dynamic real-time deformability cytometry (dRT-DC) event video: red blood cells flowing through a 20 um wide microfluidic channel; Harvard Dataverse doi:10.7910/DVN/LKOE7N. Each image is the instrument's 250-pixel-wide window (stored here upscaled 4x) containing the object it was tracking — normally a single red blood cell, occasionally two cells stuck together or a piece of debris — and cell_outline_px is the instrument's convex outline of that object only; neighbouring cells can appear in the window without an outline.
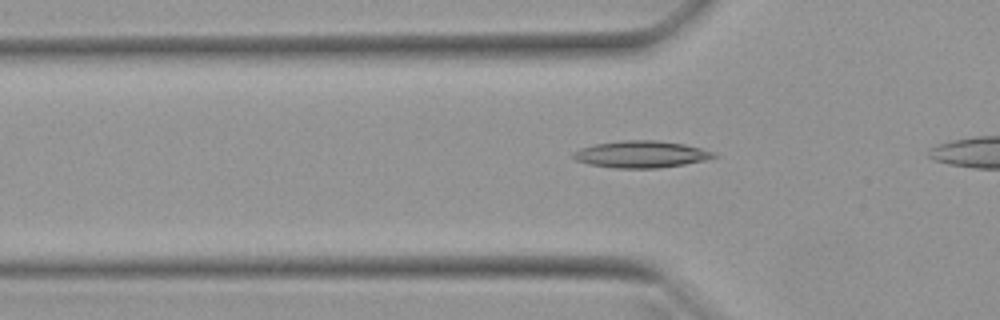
{"species": "Egyptian fruit bat (a non-hibernating species)", "species_latin": "Rousettus aegyptiacus", "temperature_condition": "warm", "stored_images_in_passage": 31, "camera_frame_rate_fps": 3000, "um_per_image_px": 0.085, "animal": {"sex": "female"}, "frame": {"image": 1, "passage_image": 7, "time_ms": 2.0, "image_size_px": [1000, 320], "cell_outline_px": [[720, 156], [708, 160], [684, 164], [656, 168], [616, 168], [588, 164], [576, 160], [572, 156], [572, 152], [580, 148], [596, 144], [620, 140], [656, 140], [684, 144], [716, 152]], "centroid_in_image_um": [54.53, 13.11], "position_along_channel_um": 71.3, "area_um2": 22.14}}
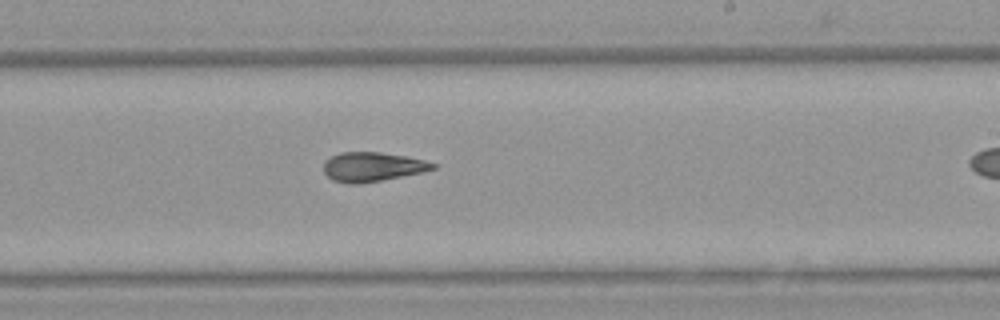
{"frame": {"image": 2, "passage_image": 21, "time_ms": 6.667, "image_size_px": [1000, 320], "cell_outline_px": [[436, 168], [424, 172], [360, 184], [348, 184], [332, 180], [324, 172], [324, 160], [340, 152], [380, 152], [404, 156], [424, 160], [436, 164]], "centroid_in_image_um": [31.64, 14.18], "position_along_channel_um": 257.4, "area_um2": 18.67}}
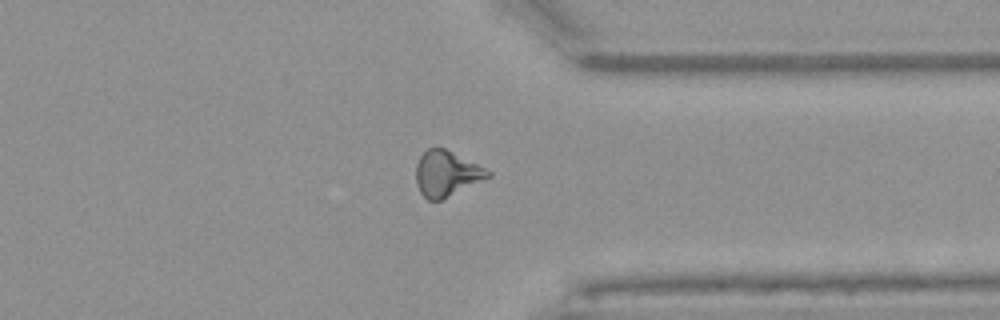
{"frame": {"image": 3, "passage_image": 30, "time_ms": 9.667, "image_size_px": [1000, 320], "cell_outline_px": [[492, 176], [440, 200], [428, 200], [420, 192], [416, 184], [416, 164], [420, 156], [428, 148], [444, 148], [492, 172]], "centroid_in_image_um": [37.93, 14.76], "position_along_channel_um": 373.5, "area_um2": 18.73}}